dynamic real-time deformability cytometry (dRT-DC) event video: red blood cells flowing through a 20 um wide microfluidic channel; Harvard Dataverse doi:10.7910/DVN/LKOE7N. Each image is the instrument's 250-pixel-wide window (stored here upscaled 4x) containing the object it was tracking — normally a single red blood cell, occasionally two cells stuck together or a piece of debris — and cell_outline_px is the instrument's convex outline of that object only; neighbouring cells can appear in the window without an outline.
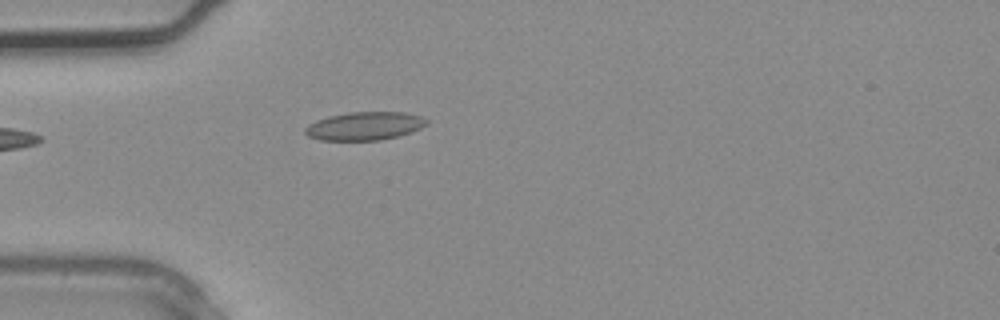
{"species": "common noctule bat (a hibernating species)", "species_latin": "Nyctalus noctula", "temperature_condition": "warm", "stored_images_in_passage": 2, "camera_frame_rate_fps": 3000, "um_per_image_px": 0.085, "animal": {"sex": "male", "body_mass_g": 20.4}, "frame": {"image": 1, "passage_image": 1, "time_ms": 0.0, "image_size_px": [1000, 320], "cell_outline_px": [[428, 124], [420, 128], [396, 136], [380, 140], [320, 140], [308, 136], [304, 132], [304, 128], [308, 124], [316, 120], [328, 116], [348, 112], [404, 112], [420, 116], [428, 120]], "centroid_in_image_um": [30.95, 10.7], "position_along_channel_um": 54.1, "area_um2": 19.94}}